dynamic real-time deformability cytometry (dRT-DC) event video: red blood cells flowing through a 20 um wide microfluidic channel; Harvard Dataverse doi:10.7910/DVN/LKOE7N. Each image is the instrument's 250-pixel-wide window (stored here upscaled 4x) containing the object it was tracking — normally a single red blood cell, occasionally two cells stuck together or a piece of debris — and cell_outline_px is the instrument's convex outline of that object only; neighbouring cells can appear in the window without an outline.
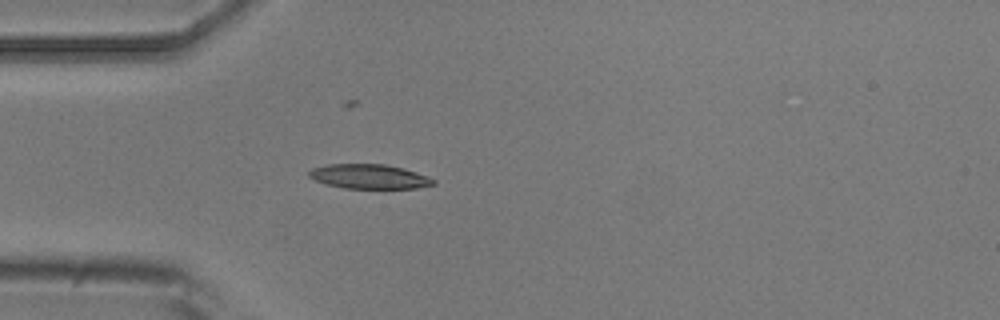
{"species": "common noctule bat (a hibernating species)", "species_latin": "Nyctalus noctula", "temperature_condition": "room temperature", "stored_images_in_passage": 4, "camera_frame_rate_fps": 3000, "um_per_image_px": 0.085, "animal": {"sex": "male", "body_mass_g": 20.5, "forearm_length_mm": 52.5}, "frame": {"image": 1, "passage_image": 4, "time_ms": 4.667, "image_size_px": [1000, 320], "cell_outline_px": [[436, 184], [416, 188], [344, 188], [324, 184], [308, 176], [308, 172], [312, 168], [328, 164], [384, 164], [404, 168], [428, 176], [436, 180]], "centroid_in_image_um": [31.39, 15.0], "position_along_channel_um": 53.6, "area_um2": 17.8}}